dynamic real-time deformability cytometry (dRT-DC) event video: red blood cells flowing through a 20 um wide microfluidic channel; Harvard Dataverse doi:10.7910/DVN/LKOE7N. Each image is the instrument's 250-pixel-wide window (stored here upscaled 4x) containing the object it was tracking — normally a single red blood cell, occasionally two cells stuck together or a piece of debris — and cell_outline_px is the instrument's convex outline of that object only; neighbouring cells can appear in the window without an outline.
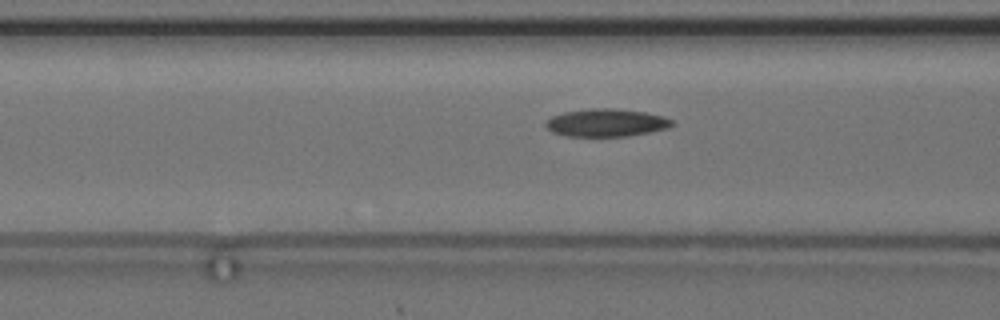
{"species": "common noctule bat (a hibernating species)", "species_latin": "Nyctalus noctula", "temperature_condition": "cold", "stored_images_in_passage": 9, "camera_frame_rate_fps": 3000, "um_per_image_px": 0.085, "animal": {"sex": "female", "body_mass_g": 24.6, "forearm_length_mm": 56.2}, "frame": {"image": 1, "passage_image": 7, "time_ms": 2.0, "image_size_px": [1000, 320], "cell_outline_px": [[676, 124], [668, 128], [628, 136], [564, 136], [552, 132], [544, 124], [552, 116], [564, 112], [588, 108], [612, 108], [644, 112], [664, 116], [672, 120]], "centroid_in_image_um": [51.54, 10.43], "position_along_channel_um": 115.1, "area_um2": 20.46}}